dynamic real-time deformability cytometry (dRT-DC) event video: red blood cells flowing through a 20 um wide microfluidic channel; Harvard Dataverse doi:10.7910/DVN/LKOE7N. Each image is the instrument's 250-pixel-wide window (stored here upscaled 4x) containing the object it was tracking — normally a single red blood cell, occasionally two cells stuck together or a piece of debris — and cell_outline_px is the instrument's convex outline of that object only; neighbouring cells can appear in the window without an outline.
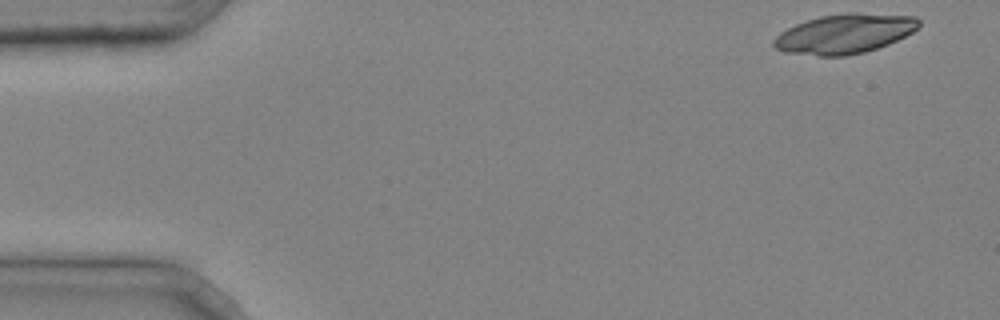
{"species": "common noctule bat (a hibernating species)", "species_latin": "Nyctalus noctula", "temperature_condition": "cold", "stored_images_in_passage": 4, "camera_frame_rate_fps": 3000, "um_per_image_px": 0.085, "animal": {"sex": "male", "body_mass_g": 20.4}, "frame": {"image": 1, "passage_image": 1, "time_ms": 0.0, "image_size_px": [1000, 320], "cell_outline_px": [[920, 24], [912, 32], [888, 44], [864, 52], [844, 56], [816, 56], [784, 52], [776, 48], [772, 44], [772, 40], [780, 32], [796, 24], [820, 16], [844, 12], [856, 12], [916, 16], [920, 20]], "centroid_in_image_um": [71.77, 2.86], "position_along_channel_um": 13.2, "area_um2": 33.52}}
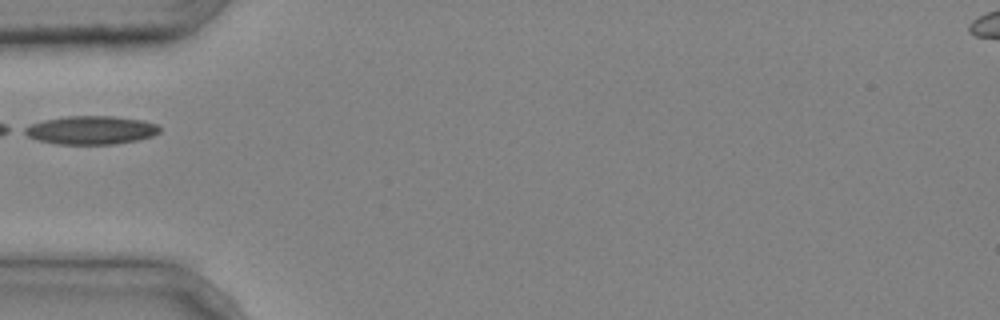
{"frame": {"image": 2, "passage_image": 4, "time_ms": 1.0, "image_size_px": [1000, 320], "cell_outline_px": [[160, 132], [152, 136], [136, 140], [116, 144], [56, 144], [36, 140], [20, 132], [24, 128], [32, 124], [44, 120], [68, 116], [112, 116], [140, 120], [156, 124], [160, 128]], "centroid_in_image_um": [7.69, 11.07], "position_along_channel_um": 77.3, "area_um2": 22.31}}